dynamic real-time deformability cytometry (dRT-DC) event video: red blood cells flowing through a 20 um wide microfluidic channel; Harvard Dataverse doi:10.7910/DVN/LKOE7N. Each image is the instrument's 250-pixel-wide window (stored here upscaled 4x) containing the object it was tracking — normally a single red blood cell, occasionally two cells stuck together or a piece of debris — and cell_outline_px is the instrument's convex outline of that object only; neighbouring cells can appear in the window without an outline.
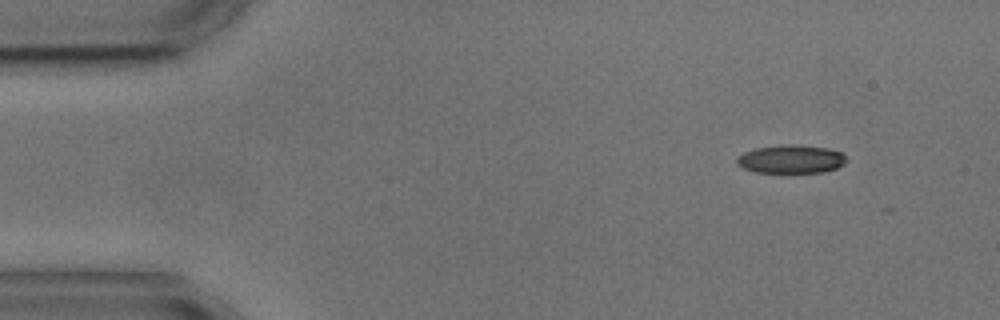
{"species": "common noctule bat (a hibernating species)", "species_latin": "Nyctalus noctula", "temperature_condition": "cold", "stored_images_in_passage": 4, "camera_frame_rate_fps": 3000, "um_per_image_px": 0.085, "animal": {"sex": "male", "body_mass_g": 17.9, "forearm_length_mm": 54.2}, "frame": {"image": 1, "passage_image": 1, "time_ms": 0.0, "image_size_px": [1000, 320], "cell_outline_px": [[848, 160], [844, 164], [836, 168], [820, 172], [756, 172], [744, 168], [736, 164], [736, 156], [744, 152], [756, 148], [780, 144], [792, 144], [828, 148], [844, 152]], "centroid_in_image_um": [67.25, 13.51], "position_along_channel_um": 17.8, "area_um2": 18.26}}